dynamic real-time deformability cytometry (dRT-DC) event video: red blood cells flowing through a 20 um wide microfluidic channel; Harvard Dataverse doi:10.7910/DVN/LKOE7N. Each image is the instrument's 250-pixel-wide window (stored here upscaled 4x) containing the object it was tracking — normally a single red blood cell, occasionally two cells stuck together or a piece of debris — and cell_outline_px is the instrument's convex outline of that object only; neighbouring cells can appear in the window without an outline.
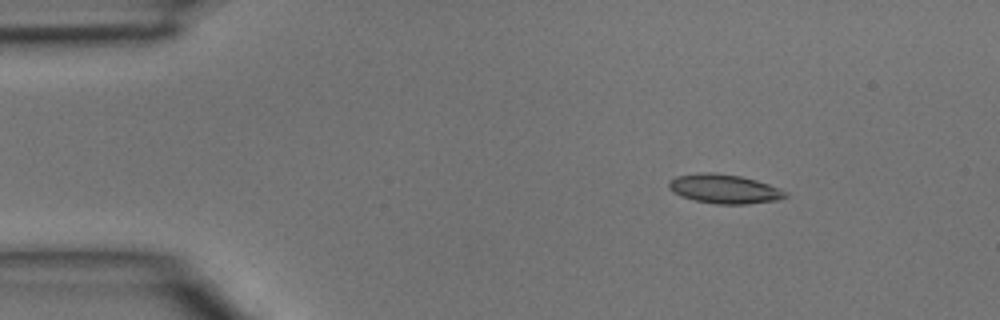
{"species": "common noctule bat (a hibernating species)", "species_latin": "Nyctalus noctula", "temperature_condition": "room temperature", "stored_images_in_passage": 43, "camera_frame_rate_fps": 3000, "um_per_image_px": 0.085, "animal": {"sex": "male", "body_mass_g": 15.6}, "frame": {"image": 1, "passage_image": 4, "time_ms": 1.0, "image_size_px": [1000, 320], "cell_outline_px": [[788, 196], [776, 200], [748, 204], [716, 204], [696, 200], [680, 196], [672, 192], [668, 188], [668, 180], [676, 176], [700, 172], [712, 172], [740, 176], [756, 180], [780, 188], [788, 192]], "centroid_in_image_um": [61.54, 16.05], "position_along_channel_um": 23.5, "area_um2": 19.94}}
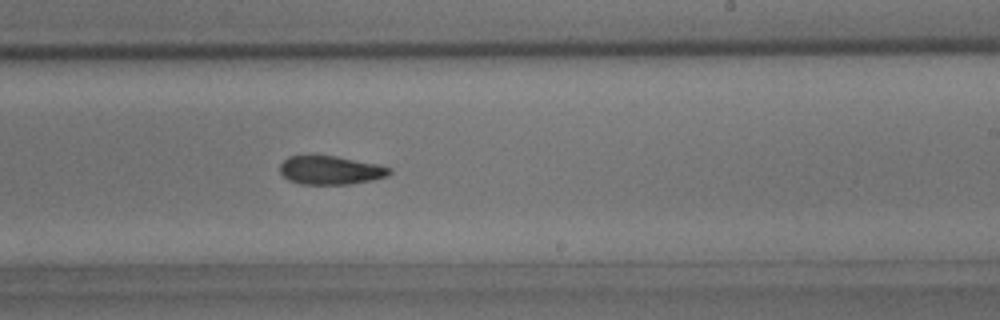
{"frame": {"image": 2, "passage_image": 25, "time_ms": 8.0, "image_size_px": [1000, 320], "cell_outline_px": [[392, 172], [388, 176], [372, 180], [352, 184], [300, 184], [288, 180], [280, 172], [280, 164], [288, 156], [336, 156], [380, 164], [392, 168]], "centroid_in_image_um": [28.13, 14.47], "position_along_channel_um": 260.9, "area_um2": 18.38}}
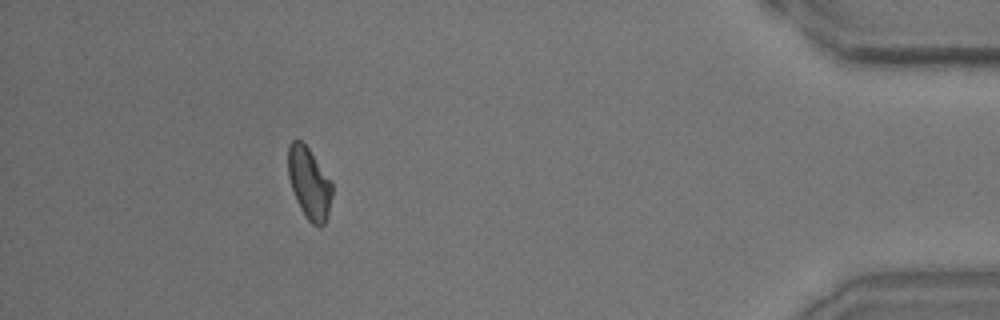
{"frame": {"image": 3, "passage_image": 39, "time_ms": 12.667, "image_size_px": [1000, 320], "cell_outline_px": [[332, 196], [328, 216], [324, 224], [320, 228], [312, 224], [308, 220], [300, 208], [296, 200], [288, 176], [288, 144], [292, 140], [300, 140], [308, 148], [332, 184]], "centroid_in_image_um": [26.27, 15.6], "position_along_channel_um": 408.9, "area_um2": 18.15}}